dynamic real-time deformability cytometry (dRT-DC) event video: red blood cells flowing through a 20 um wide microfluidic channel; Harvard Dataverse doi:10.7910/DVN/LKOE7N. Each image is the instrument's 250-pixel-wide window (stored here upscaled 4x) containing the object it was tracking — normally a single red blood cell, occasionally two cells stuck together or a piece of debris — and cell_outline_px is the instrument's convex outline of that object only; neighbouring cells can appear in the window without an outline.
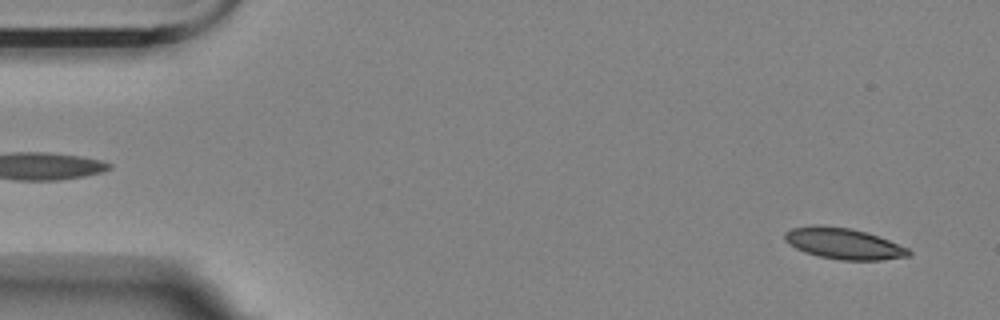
{"species": "Egyptian fruit bat (a non-hibernating species)", "species_latin": "Rousettus aegyptiacus", "temperature_condition": "room temperature", "stored_images_in_passage": 56, "camera_frame_rate_fps": 3000, "um_per_image_px": 0.085, "animal": {"sex": "female"}, "frame": {"image": 1, "passage_image": 3, "time_ms": 0.667, "image_size_px": [1000, 320], "cell_outline_px": [[912, 252], [908, 256], [880, 260], [840, 260], [820, 256], [804, 252], [788, 244], [784, 240], [784, 232], [792, 228], [812, 224], [816, 224], [848, 228], [864, 232], [888, 240], [908, 248]], "centroid_in_image_um": [71.65, 20.7], "position_along_channel_um": 13.4, "area_um2": 22.31}}
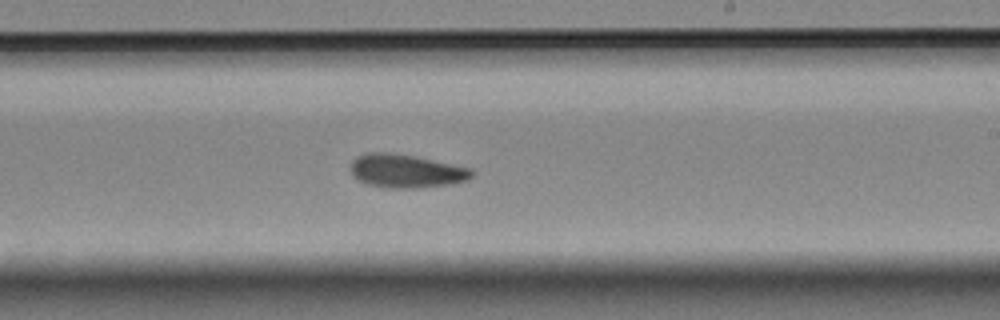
{"frame": {"image": 2, "passage_image": 33, "time_ms": 10.667, "image_size_px": [1000, 320], "cell_outline_px": [[476, 172], [468, 180], [452, 184], [416, 188], [388, 188], [364, 184], [356, 180], [352, 176], [352, 160], [356, 156], [368, 152], [388, 152], [416, 156], [472, 168]], "centroid_in_image_um": [34.52, 14.54], "position_along_channel_um": 254.5, "area_um2": 24.04}}
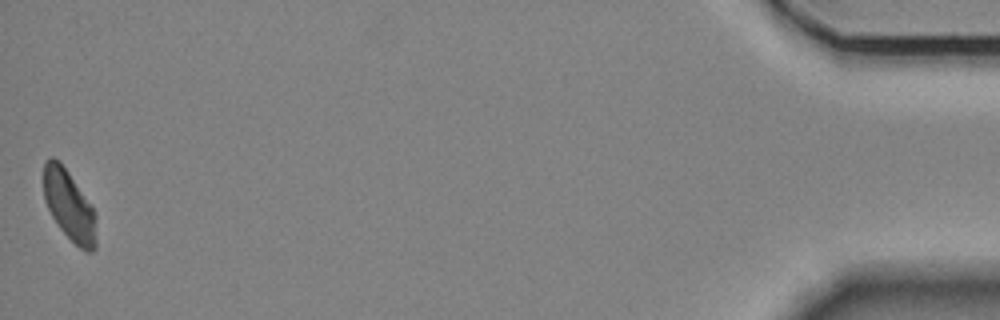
{"frame": {"image": 3, "passage_image": 56, "time_ms": 18.333, "image_size_px": [1000, 320], "cell_outline_px": [[96, 248], [92, 252], [84, 252], [60, 228], [52, 216], [44, 200], [44, 164], [52, 156], [60, 160], [96, 212]], "centroid_in_image_um": [5.9, 17.48], "position_along_channel_um": 429.3, "area_um2": 21.5}, "authors_computed_cell_mechanics": {"area_um2": 22.7154, "velocity_mm_per_s": 3.4915, "shape_relaxation_time_tau1_ms": 5.7016, "shape_relaxation_time_tau2_ms": 7.1493, "deformation_change_tau1": 0.1221, "deformation_change_tau2": 0.1175}}